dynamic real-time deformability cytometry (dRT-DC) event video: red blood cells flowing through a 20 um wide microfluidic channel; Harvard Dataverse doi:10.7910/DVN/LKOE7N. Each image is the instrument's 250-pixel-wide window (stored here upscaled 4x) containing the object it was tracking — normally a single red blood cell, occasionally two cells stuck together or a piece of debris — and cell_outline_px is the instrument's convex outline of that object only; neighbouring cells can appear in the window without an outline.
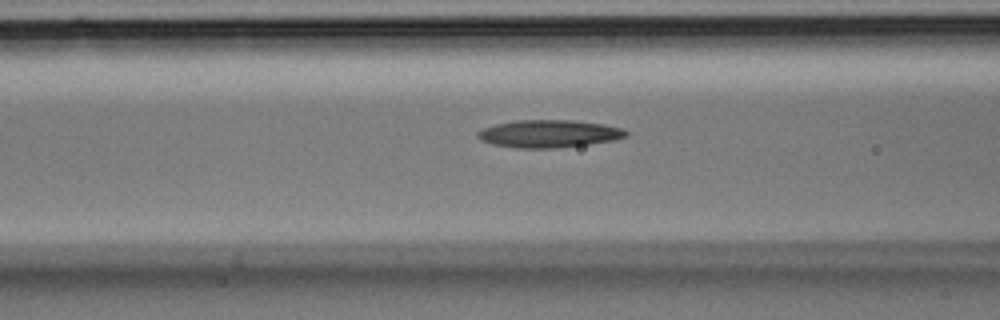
{"species": "Egyptian fruit bat (a non-hibernating species)", "species_latin": "Rousettus aegyptiacus", "temperature_condition": "room temperature", "stored_images_in_passage": 20, "camera_frame_rate_fps": 3000, "um_per_image_px": 0.085, "animal": {"sex": "male"}, "frame": {"image": 1, "passage_image": 5, "time_ms": 1.333, "image_size_px": [1000, 320], "cell_outline_px": [[628, 136], [612, 140], [588, 144], [556, 148], [516, 148], [492, 144], [480, 140], [476, 136], [476, 132], [484, 128], [496, 124], [516, 120], [572, 120], [604, 124], [624, 128], [628, 132]], "centroid_in_image_um": [46.65, 11.36], "position_along_channel_um": 119.9, "area_um2": 23.93}}
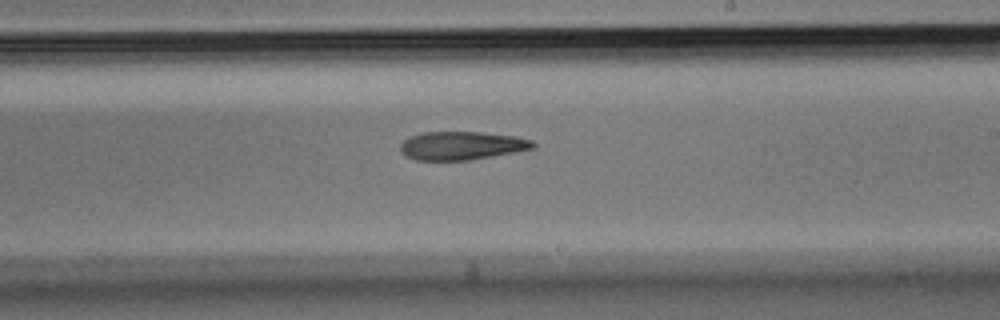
{"frame": {"image": 2, "passage_image": 12, "time_ms": 3.667, "image_size_px": [1000, 320], "cell_outline_px": [[536, 148], [516, 152], [468, 160], [416, 160], [400, 152], [400, 144], [404, 140], [412, 136], [424, 132], [480, 132], [516, 136], [532, 140], [536, 144]], "centroid_in_image_um": [39.28, 12.38], "position_along_channel_um": 249.7, "area_um2": 21.91}}
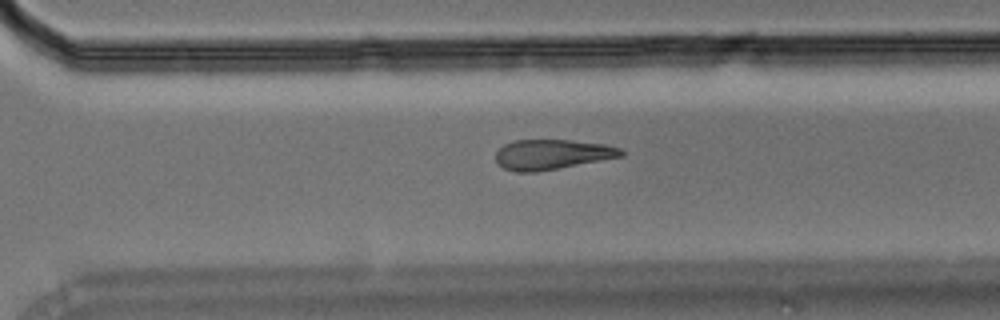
{"frame": {"image": 3, "passage_image": 16, "time_ms": 5.0, "image_size_px": [1000, 320], "cell_outline_px": [[624, 156], [536, 172], [516, 172], [504, 168], [496, 160], [496, 152], [504, 144], [516, 140], [568, 140], [604, 144], [620, 148], [624, 152]], "centroid_in_image_um": [46.92, 13.12], "position_along_channel_um": 323.7, "area_um2": 21.73}}